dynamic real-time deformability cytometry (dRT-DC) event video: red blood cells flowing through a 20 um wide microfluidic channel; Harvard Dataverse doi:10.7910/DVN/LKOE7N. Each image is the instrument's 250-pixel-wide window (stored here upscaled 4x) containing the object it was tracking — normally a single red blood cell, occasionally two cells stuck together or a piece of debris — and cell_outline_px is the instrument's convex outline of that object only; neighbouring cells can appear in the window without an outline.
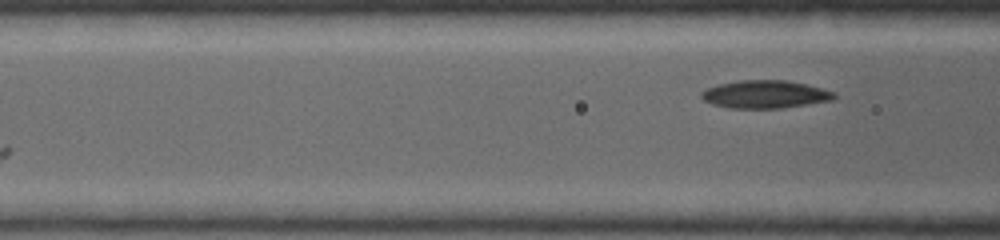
{"species": "common noctule bat (a hibernating species)", "species_latin": "Nyctalus noctula", "temperature_condition": "warm", "stored_images_in_passage": 3, "camera_frame_rate_fps": 5000, "um_per_image_px": 0.085, "animal": {"sex": "female", "body_mass_g": 19.0, "forearm_length_mm": 53.3}, "frame": {"image": 1, "passage_image": 3, "time_ms": 1.4, "image_size_px": [1000, 240], "cell_outline_px": [[836, 96], [832, 100], [780, 108], [728, 108], [712, 104], [704, 100], [700, 96], [700, 92], [708, 88], [720, 84], [740, 80], [784, 80], [804, 84], [836, 92]], "centroid_in_image_um": [65.0, 8.02], "position_along_channel_um": 101.6, "area_um2": 21.33}}